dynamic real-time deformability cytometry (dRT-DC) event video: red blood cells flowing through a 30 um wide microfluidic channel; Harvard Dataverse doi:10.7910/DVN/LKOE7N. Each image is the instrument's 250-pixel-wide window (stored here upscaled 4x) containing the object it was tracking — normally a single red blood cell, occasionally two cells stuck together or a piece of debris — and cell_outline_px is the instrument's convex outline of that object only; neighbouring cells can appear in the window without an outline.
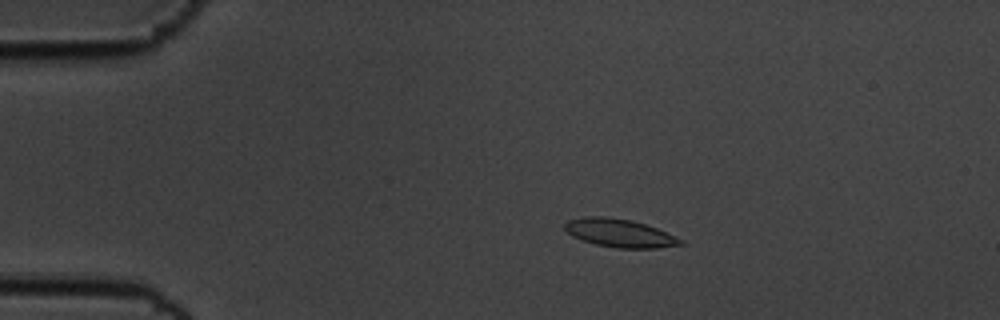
{"species": "common noctule bat (a hibernating species)", "species_latin": "Nyctalus noctula", "temperature_condition": "cold", "stored_images_in_passage": 57, "camera_frame_rate_fps": 3000, "um_per_image_px": 0.085, "animal": {"sex": "male", "body_mass_g": 19.5, "forearm_length_mm": 54.6}, "frame": {"image": 1, "passage_image": 12, "time_ms": 3.667, "image_size_px": [1000, 320], "cell_outline_px": [[688, 244], [656, 248], [616, 248], [596, 244], [572, 236], [564, 228], [564, 224], [568, 220], [584, 216], [604, 216], [632, 220], [656, 228], [676, 236], [684, 240]], "centroid_in_image_um": [52.7, 19.81], "position_along_channel_um": 32.3, "area_um2": 19.07}}
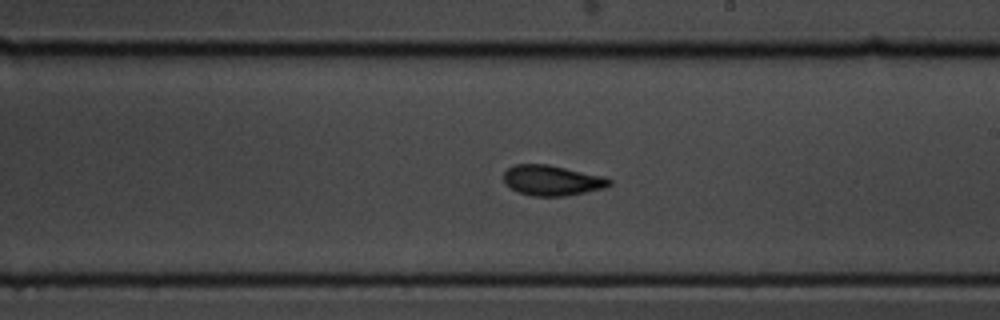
{"frame": {"image": 2, "passage_image": 34, "time_ms": 11.0, "image_size_px": [1000, 320], "cell_outline_px": [[612, 184], [604, 188], [568, 196], [532, 196], [516, 192], [504, 184], [504, 172], [508, 168], [516, 164], [548, 164], [604, 176], [612, 180]], "centroid_in_image_um": [46.92, 15.34], "position_along_channel_um": 242.1, "area_um2": 18.9}}
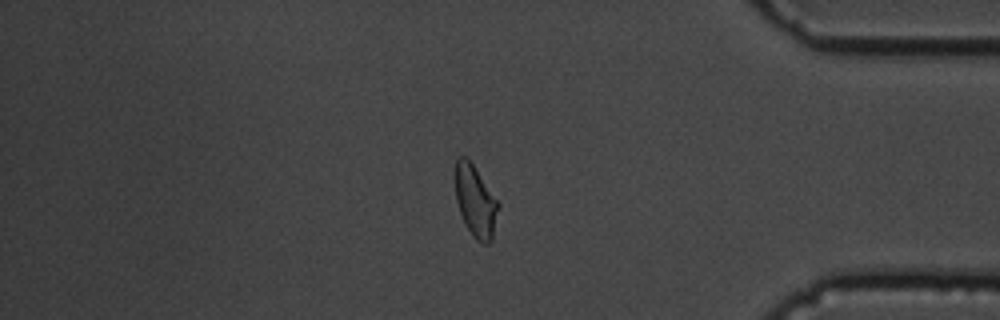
{"frame": {"image": 3, "passage_image": 49, "time_ms": 16.0, "image_size_px": [1000, 320], "cell_outline_px": [[500, 204], [492, 240], [488, 244], [484, 244], [476, 240], [472, 236], [460, 212], [456, 200], [456, 160], [460, 156], [468, 156]], "centroid_in_image_um": [40.44, 17.1], "position_along_channel_um": 394.8, "area_um2": 17.92}, "authors_computed_cell_mechanics": {"area_um2": 18.496, "velocity_mm_per_s": 3.5532, "shape_relaxation_time_tau1_ms": 3.4675, "shape_relaxation_time_tau2_ms": 2.1958, "deformation_change_tau1": 0.122, "deformation_change_tau2": 0.0793}}